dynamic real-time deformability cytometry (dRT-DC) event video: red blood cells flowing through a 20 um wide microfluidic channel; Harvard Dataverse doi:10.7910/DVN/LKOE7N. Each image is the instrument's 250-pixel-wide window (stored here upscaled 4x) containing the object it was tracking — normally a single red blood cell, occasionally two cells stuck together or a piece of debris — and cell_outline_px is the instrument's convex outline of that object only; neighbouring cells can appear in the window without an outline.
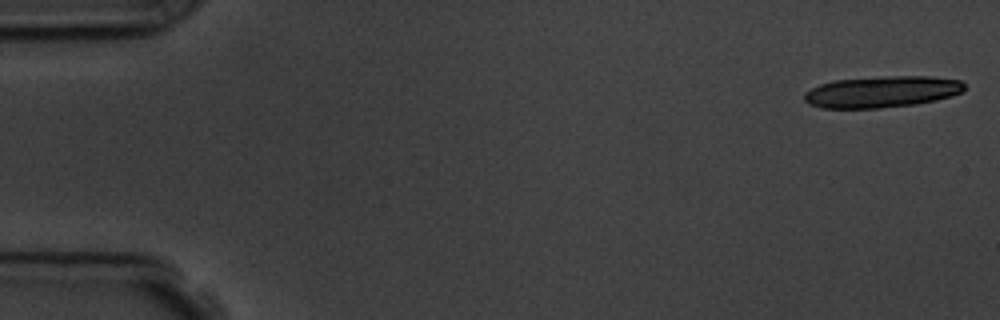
{"species": "common noctule bat (a hibernating species)", "species_latin": "Nyctalus noctula", "temperature_condition": "room temperature", "stored_images_in_passage": 7, "camera_frame_rate_fps": 3000, "um_per_image_px": 0.085, "animal": {"sex": "male", "body_mass_g": 19.5, "forearm_length_mm": 54.6}, "frame": {"image": 1, "passage_image": 1, "time_ms": 0.0, "image_size_px": [1000, 320], "cell_outline_px": [[964, 92], [952, 96], [936, 100], [916, 104], [880, 108], [820, 108], [808, 104], [804, 100], [804, 92], [820, 84], [832, 80], [884, 76], [928, 76], [960, 80], [964, 84]], "centroid_in_image_um": [74.94, 7.8], "position_along_channel_um": 10.1, "area_um2": 29.59}}